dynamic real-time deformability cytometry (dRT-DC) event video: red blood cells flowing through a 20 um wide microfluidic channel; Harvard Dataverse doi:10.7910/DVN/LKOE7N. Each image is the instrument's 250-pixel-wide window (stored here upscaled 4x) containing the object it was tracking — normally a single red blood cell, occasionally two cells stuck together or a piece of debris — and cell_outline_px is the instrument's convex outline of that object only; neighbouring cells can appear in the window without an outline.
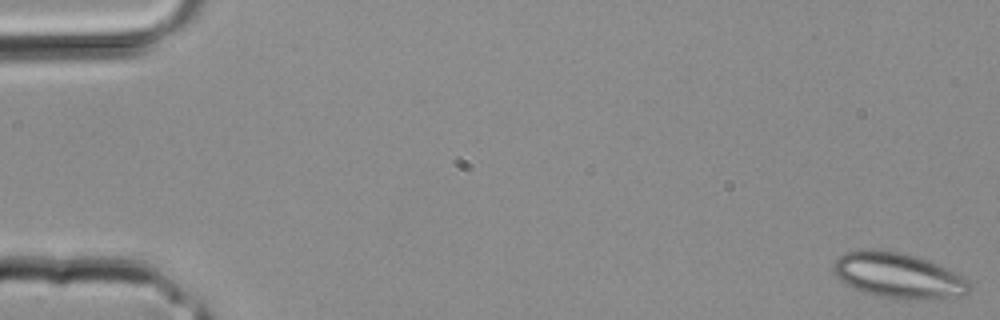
{"species": "common noctule bat (a hibernating species)", "species_latin": "Nyctalus noctula", "temperature_condition": "room temperature", "stored_images_in_passage": 3, "camera_frame_rate_fps": 3000, "um_per_image_px": 0.085, "animal": {"sex": "male", "body_mass_g": 20.4}, "frame": {"image": 1, "passage_image": 1, "time_ms": 0.0, "image_size_px": [1000, 320], "cell_outline_px": [[972, 284], [968, 292], [956, 296], [940, 300], [908, 300], [880, 296], [864, 292], [844, 284], [832, 272], [832, 264], [844, 252], [860, 248], [872, 248], [896, 252], [916, 256], [928, 260], [948, 268], [956, 272], [968, 280]], "centroid_in_image_um": [76.34, 23.42], "position_along_channel_um": 8.7, "area_um2": 36.59}}